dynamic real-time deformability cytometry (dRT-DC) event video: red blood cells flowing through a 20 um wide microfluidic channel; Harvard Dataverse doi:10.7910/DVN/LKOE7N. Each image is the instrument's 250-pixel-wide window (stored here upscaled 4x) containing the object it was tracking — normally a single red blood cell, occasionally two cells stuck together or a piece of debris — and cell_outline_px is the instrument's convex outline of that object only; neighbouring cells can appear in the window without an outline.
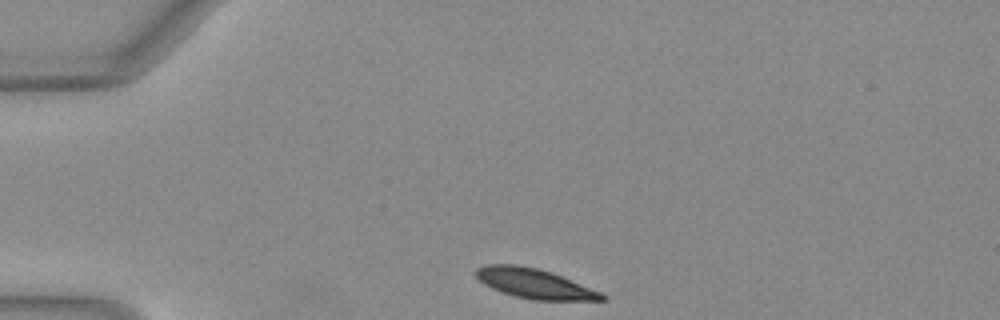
{"species": "Egyptian fruit bat (a non-hibernating species)", "species_latin": "Rousettus aegyptiacus", "temperature_condition": "warm", "stored_images_in_passage": 32, "camera_frame_rate_fps": 3000, "um_per_image_px": 0.085, "animal": {"sex": "female"}, "frame": {"image": 1, "passage_image": 1, "time_ms": 0.0, "image_size_px": [1000, 320], "cell_outline_px": [[608, 300], [532, 300], [516, 296], [492, 288], [484, 284], [476, 276], [476, 268], [488, 264], [516, 264], [536, 268], [552, 272], [600, 292], [608, 296]], "centroid_in_image_um": [45.44, 24.1], "position_along_channel_um": 39.6, "area_um2": 21.62}}
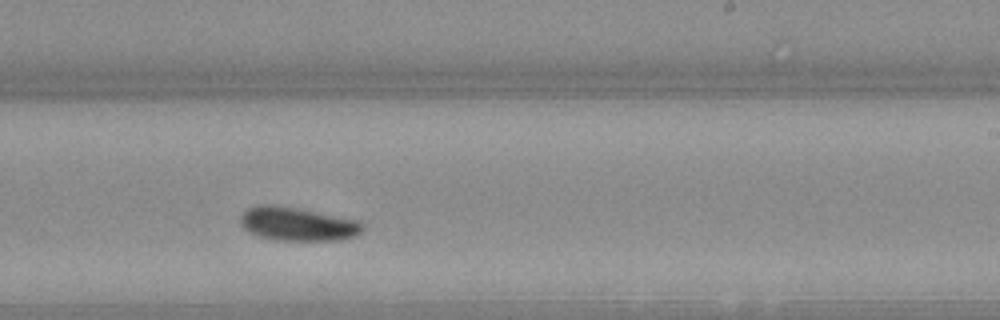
{"frame": {"image": 2, "passage_image": 21, "time_ms": 6.667, "image_size_px": [1000, 320], "cell_outline_px": [[364, 228], [356, 236], [340, 240], [272, 240], [256, 236], [248, 232], [240, 224], [240, 216], [248, 208], [256, 204], [272, 204], [296, 208], [360, 220], [364, 224]], "centroid_in_image_um": [25.27, 19.04], "position_along_channel_um": 263.7, "area_um2": 24.22}}
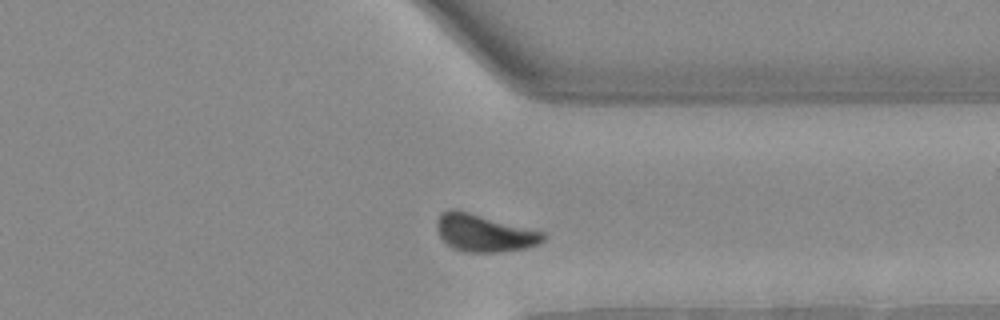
{"frame": {"image": 3, "passage_image": 29, "time_ms": 9.333, "image_size_px": [1000, 320], "cell_outline_px": [[544, 240], [540, 244], [524, 248], [500, 252], [468, 252], [452, 248], [440, 236], [436, 228], [436, 220], [440, 212], [452, 208], [456, 208], [544, 232]], "centroid_in_image_um": [41.12, 19.78], "position_along_channel_um": 370.3, "area_um2": 23.29}, "authors_computed_cell_mechanics": {"area_um2": 23.698, "velocity_mm_per_s": 3.9888, "shape_relaxation_time_tau1_ms": 2.6091, "shape_relaxation_time_tau2_ms": null, "deformation_change_tau1": 0.1117, "deformation_change_tau2": null}}